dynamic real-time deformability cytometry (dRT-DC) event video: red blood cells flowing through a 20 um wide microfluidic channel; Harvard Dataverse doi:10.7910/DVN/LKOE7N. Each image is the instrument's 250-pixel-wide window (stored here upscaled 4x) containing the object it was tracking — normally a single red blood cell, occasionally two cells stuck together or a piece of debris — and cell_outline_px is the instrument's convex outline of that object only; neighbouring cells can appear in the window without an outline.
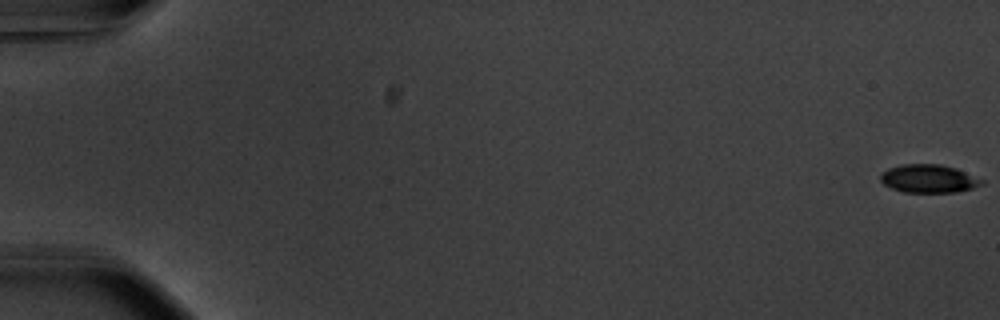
{"species": "common noctule bat (a hibernating species)", "species_latin": "Nyctalus noctula", "temperature_condition": "warm", "stored_images_in_passage": 56, "camera_frame_rate_fps": 3000, "um_per_image_px": 0.085, "animal": {"sex": "male", "body_mass_g": 20.1, "forearm_length_mm": 53.5}, "frame": {"image": 1, "passage_image": 1, "time_ms": 0.0, "image_size_px": [1000, 320], "cell_outline_px": [[984, 184], [972, 188], [956, 192], [904, 192], [892, 188], [884, 184], [880, 180], [880, 176], [888, 168], [904, 164], [940, 164], [956, 168], [984, 180]], "centroid_in_image_um": [78.95, 15.18], "position_along_channel_um": 6.0, "area_um2": 16.53}}
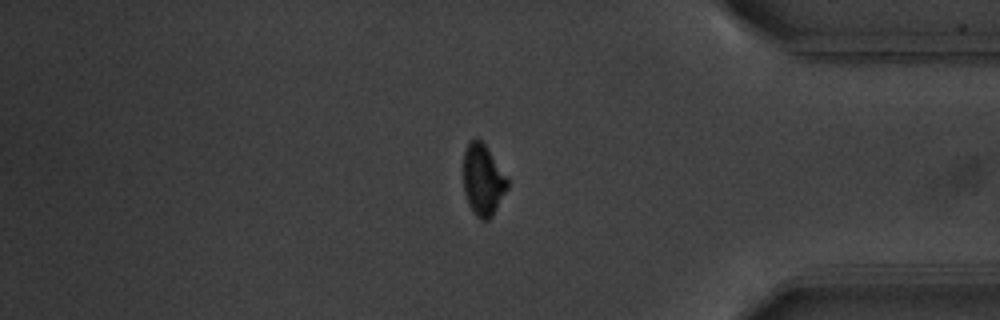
{"frame": {"image": 2, "passage_image": 48, "time_ms": 15.667, "image_size_px": [1000, 320], "cell_outline_px": [[508, 188], [492, 216], [488, 220], [480, 220], [472, 212], [468, 204], [464, 188], [464, 148], [468, 140], [476, 136], [484, 144], [508, 176]], "centroid_in_image_um": [41.05, 15.27], "position_along_channel_um": 394.1, "area_um2": 18.55}}
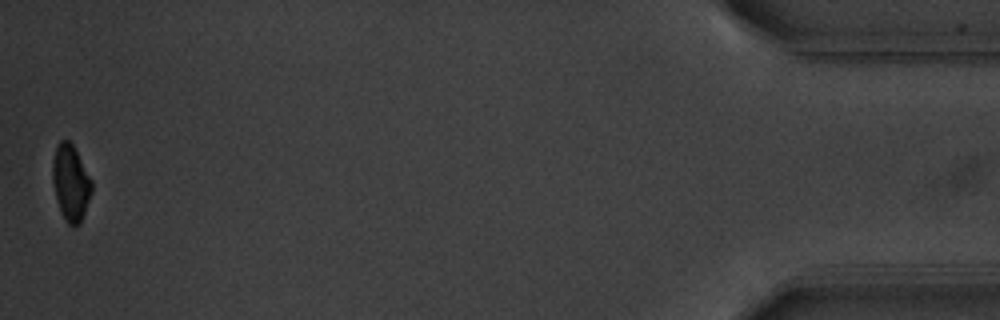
{"frame": {"image": 3, "passage_image": 56, "time_ms": 18.333, "image_size_px": [1000, 320], "cell_outline_px": [[92, 192], [80, 224], [72, 228], [68, 224], [60, 208], [56, 196], [52, 180], [52, 164], [56, 144], [60, 140], [68, 140], [72, 144], [92, 180]], "centroid_in_image_um": [6.01, 15.53], "position_along_channel_um": 429.2, "area_um2": 17.22}, "authors_computed_cell_mechanics": {"area_um2": 18.4093, "velocity_mm_per_s": 3.7312, "shape_relaxation_time_tau1_ms": 3.565, "shape_relaxation_time_tau2_ms": 2.9598, "deformation_change_tau1": 0.1105, "deformation_change_tau2": 0.0666}}